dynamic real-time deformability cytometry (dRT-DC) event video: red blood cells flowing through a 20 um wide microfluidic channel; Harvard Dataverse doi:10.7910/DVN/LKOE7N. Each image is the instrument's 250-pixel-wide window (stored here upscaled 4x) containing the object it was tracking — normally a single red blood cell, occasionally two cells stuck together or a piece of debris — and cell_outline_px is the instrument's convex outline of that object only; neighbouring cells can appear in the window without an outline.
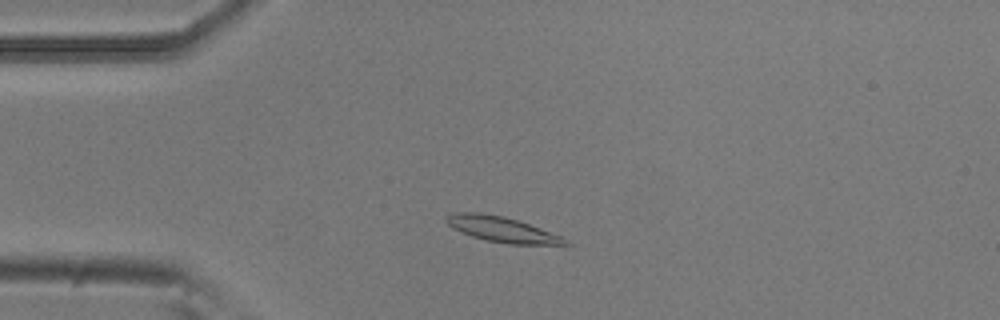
{"species": "common noctule bat (a hibernating species)", "species_latin": "Nyctalus noctula", "temperature_condition": "room temperature", "stored_images_in_passage": 34, "camera_frame_rate_fps": 3000, "um_per_image_px": 0.085, "animal": {"sex": "male", "body_mass_g": 20.5, "forearm_length_mm": 52.5}, "frame": {"image": 1, "passage_image": 8, "time_ms": 2.333, "image_size_px": [1000, 320], "cell_outline_px": [[572, 244], [508, 244], [488, 240], [472, 236], [452, 228], [444, 220], [444, 216], [452, 212], [480, 212], [504, 216], [528, 224], [560, 236], [568, 240]], "centroid_in_image_um": [42.58, 19.47], "position_along_channel_um": 42.4, "area_um2": 17.34}}
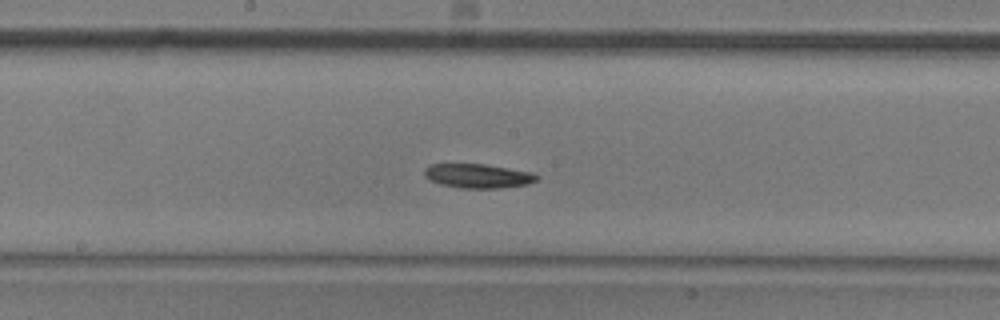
{"frame": {"image": 2, "passage_image": 23, "time_ms": 7.333, "image_size_px": [1000, 320], "cell_outline_px": [[540, 176], [536, 180], [528, 184], [504, 188], [460, 188], [440, 184], [424, 176], [424, 168], [428, 164], [484, 164], [532, 172]], "centroid_in_image_um": [40.63, 14.95], "position_along_channel_um": 207.6, "area_um2": 15.9}}
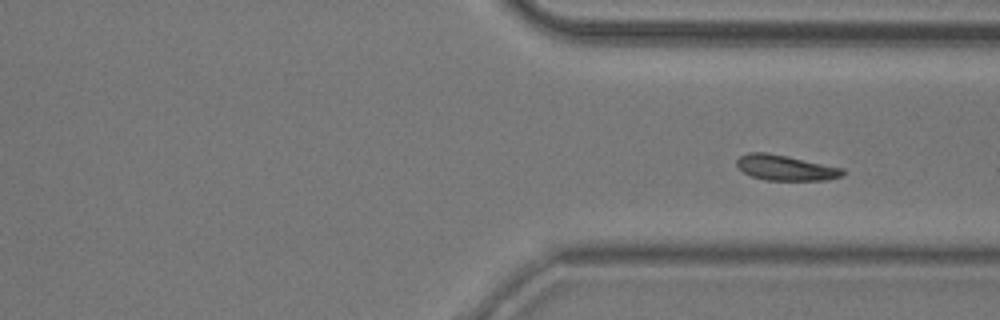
{"frame": {"image": 3, "passage_image": 34, "time_ms": 11.0, "image_size_px": [1000, 320], "cell_outline_px": [[844, 176], [828, 180], [764, 180], [752, 176], [744, 172], [736, 164], [736, 160], [740, 156], [748, 152], [764, 152], [844, 168]], "centroid_in_image_um": [66.78, 14.27], "position_along_channel_um": 344.6, "area_um2": 15.49}}